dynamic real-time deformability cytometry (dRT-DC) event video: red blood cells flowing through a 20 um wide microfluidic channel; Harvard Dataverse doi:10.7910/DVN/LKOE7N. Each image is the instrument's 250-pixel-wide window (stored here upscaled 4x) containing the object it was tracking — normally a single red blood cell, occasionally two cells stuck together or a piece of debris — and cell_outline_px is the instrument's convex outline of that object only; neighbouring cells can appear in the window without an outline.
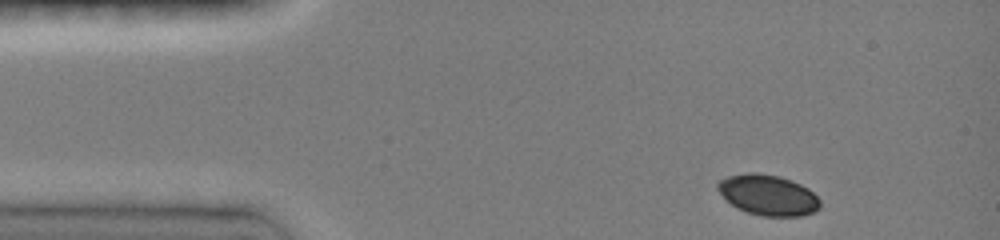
{"species": "common noctule bat (a hibernating species)", "species_latin": "Nyctalus noctula", "temperature_condition": "room temperature", "stored_images_in_passage": 8, "camera_frame_rate_fps": 3000, "um_per_image_px": 0.085, "animal": {"sex": "female", "body_mass_g": 19.0, "forearm_length_mm": 51.5}, "frame": {"image": 1, "passage_image": 1, "time_ms": 0.0, "image_size_px": [1000, 240], "cell_outline_px": [[820, 208], [804, 216], [760, 216], [736, 208], [716, 188], [716, 184], [720, 180], [728, 176], [748, 172], [756, 172], [780, 176], [800, 184], [808, 188], [820, 200]], "centroid_in_image_um": [65.29, 16.57], "position_along_channel_um": 19.7, "area_um2": 24.16}}
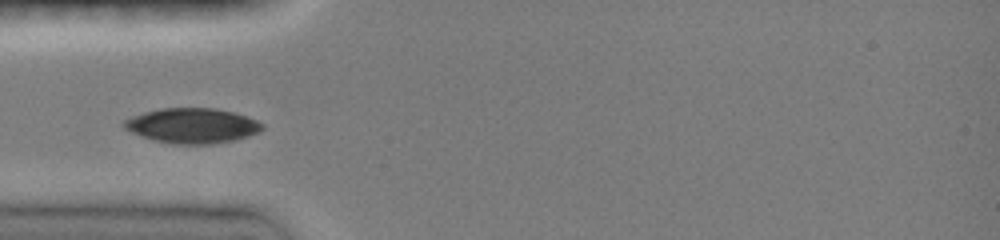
{"frame": {"image": 2, "passage_image": 7, "time_ms": 3.0, "image_size_px": [1000, 240], "cell_outline_px": [[264, 128], [260, 132], [236, 140], [212, 144], [172, 144], [152, 140], [140, 136], [124, 128], [120, 124], [124, 120], [132, 116], [144, 112], [160, 108], [216, 108], [232, 112], [256, 120], [264, 124]], "centroid_in_image_um": [16.32, 10.69], "position_along_channel_um": 68.7, "area_um2": 28.44}}